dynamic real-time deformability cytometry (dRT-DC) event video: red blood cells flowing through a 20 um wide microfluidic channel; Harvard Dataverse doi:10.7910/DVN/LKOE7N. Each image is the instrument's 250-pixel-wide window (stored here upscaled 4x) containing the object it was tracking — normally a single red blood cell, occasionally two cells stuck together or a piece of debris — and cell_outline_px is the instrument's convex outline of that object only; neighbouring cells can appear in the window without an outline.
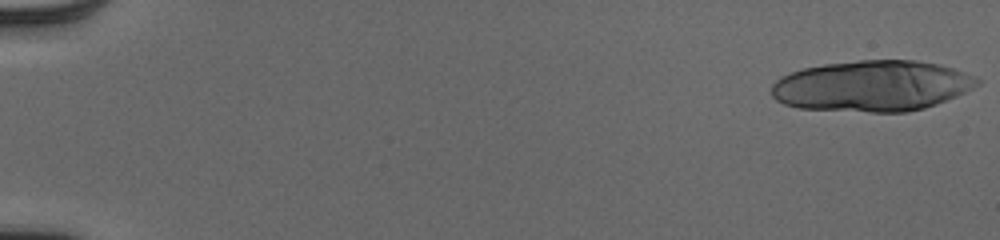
{"species": "human", "species_latin": "Homo sapiens", "temperature_condition": "cold", "stored_images_in_passage": 21, "camera_frame_rate_fps": 3000, "um_per_image_px": 0.085, "donor": {"sex": "male"}, "frame": {"image": 1, "passage_image": 1, "time_ms": 0.0, "image_size_px": [1000, 240], "cell_outline_px": [[980, 84], [956, 96], [936, 104], [924, 108], [908, 112], [872, 112], [800, 108], [784, 104], [776, 100], [772, 96], [772, 84], [780, 76], [804, 68], [824, 64], [860, 60], [916, 60], [940, 64], [952, 68], [972, 76], [980, 80]], "centroid_in_image_um": [74.11, 7.3], "position_along_channel_um": 10.9, "area_um2": 60.86}}